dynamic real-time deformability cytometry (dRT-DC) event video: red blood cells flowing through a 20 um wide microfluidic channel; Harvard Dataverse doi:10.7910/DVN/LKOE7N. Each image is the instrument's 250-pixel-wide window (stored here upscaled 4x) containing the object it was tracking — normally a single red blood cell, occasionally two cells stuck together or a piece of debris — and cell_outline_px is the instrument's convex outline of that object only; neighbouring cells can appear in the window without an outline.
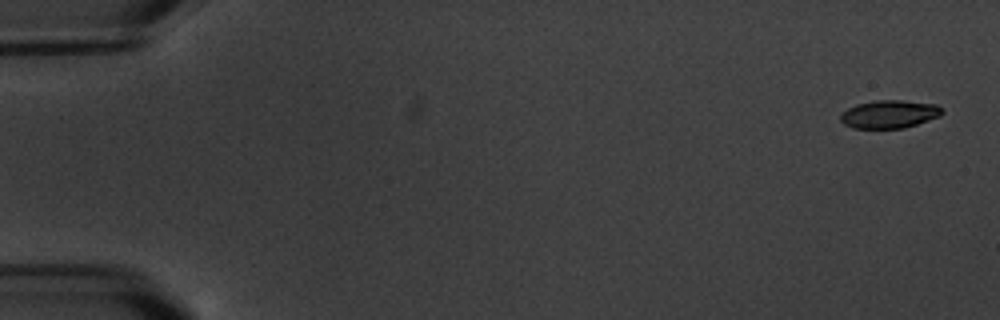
{"species": "common noctule bat (a hibernating species)", "species_latin": "Nyctalus noctula", "temperature_condition": "warm", "stored_images_in_passage": 8, "camera_frame_rate_fps": 3000, "um_per_image_px": 0.085, "animal": {"sex": "male", "body_mass_g": 20.1, "forearm_length_mm": 53.5}, "frame": {"image": 1, "passage_image": 1, "time_ms": 0.0, "image_size_px": [1000, 320], "cell_outline_px": [[944, 112], [940, 116], [904, 128], [852, 128], [844, 124], [840, 120], [840, 116], [848, 108], [856, 104], [876, 100], [900, 100], [936, 104]], "centroid_in_image_um": [75.58, 9.7], "position_along_channel_um": 9.4, "area_um2": 16.47}}
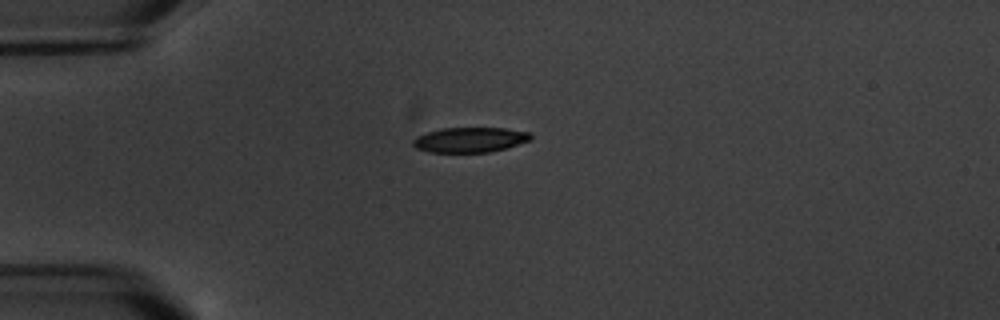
{"frame": {"image": 2, "passage_image": 5, "time_ms": 4.667, "image_size_px": [1000, 320], "cell_outline_px": [[532, 136], [528, 140], [504, 148], [488, 152], [428, 152], [416, 148], [412, 144], [412, 140], [416, 136], [440, 128], [504, 128], [528, 132]], "centroid_in_image_um": [39.86, 11.88], "position_along_channel_um": 45.1, "area_um2": 16.94}}